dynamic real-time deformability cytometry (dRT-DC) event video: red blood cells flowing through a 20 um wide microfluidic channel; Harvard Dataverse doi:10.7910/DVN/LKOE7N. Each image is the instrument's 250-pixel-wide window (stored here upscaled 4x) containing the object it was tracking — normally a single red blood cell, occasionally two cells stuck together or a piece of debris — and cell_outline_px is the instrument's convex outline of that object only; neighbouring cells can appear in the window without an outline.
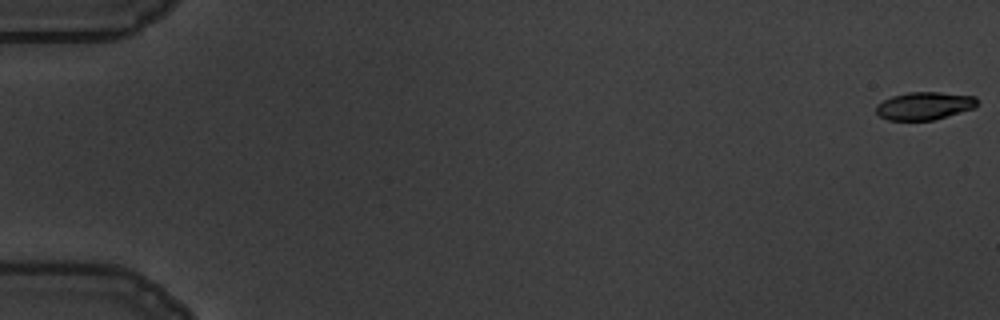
{"species": "common noctule bat (a hibernating species)", "species_latin": "Nyctalus noctula", "temperature_condition": "warm", "stored_images_in_passage": 59, "camera_frame_rate_fps": 3000, "um_per_image_px": 0.085, "animal": {"sex": "male", "body_mass_g": 19.5, "forearm_length_mm": 54.6}, "frame": {"image": 1, "passage_image": 1, "time_ms": 0.0, "image_size_px": [1000, 320], "cell_outline_px": [[976, 108], [932, 120], [888, 120], [880, 116], [876, 112], [876, 104], [892, 96], [908, 92], [940, 92], [976, 96]], "centroid_in_image_um": [78.57, 8.99], "position_along_channel_um": 6.4, "area_um2": 16.36}}
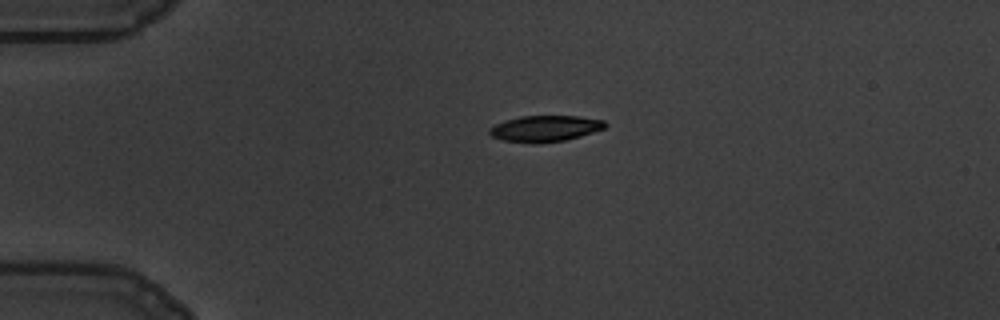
{"frame": {"image": 2, "passage_image": 15, "time_ms": 4.667, "image_size_px": [1000, 320], "cell_outline_px": [[608, 124], [604, 128], [580, 136], [564, 140], [536, 144], [532, 144], [504, 140], [492, 136], [488, 132], [488, 128], [496, 124], [520, 116], [580, 116], [604, 120]], "centroid_in_image_um": [46.33, 10.93], "position_along_channel_um": 38.7, "area_um2": 17.57}}
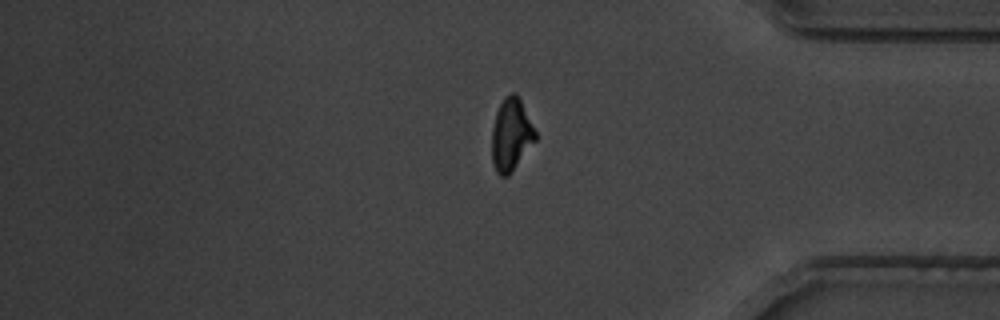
{"frame": {"image": 3, "passage_image": 50, "time_ms": 16.333, "image_size_px": [1000, 320], "cell_outline_px": [[536, 140], [512, 172], [508, 176], [500, 176], [496, 172], [492, 164], [492, 128], [496, 112], [504, 96], [512, 92], [516, 92], [536, 132]], "centroid_in_image_um": [43.43, 11.47], "position_along_channel_um": 391.8, "area_um2": 18.38}, "authors_computed_cell_mechanics": {"area_um2": 18.496, "velocity_mm_per_s": 3.5192, "shape_relaxation_time_tau1_ms": 3.8456, "shape_relaxation_time_tau2_ms": 2.8189, "deformation_change_tau1": 0.1795, "deformation_change_tau2": 0.0688}}